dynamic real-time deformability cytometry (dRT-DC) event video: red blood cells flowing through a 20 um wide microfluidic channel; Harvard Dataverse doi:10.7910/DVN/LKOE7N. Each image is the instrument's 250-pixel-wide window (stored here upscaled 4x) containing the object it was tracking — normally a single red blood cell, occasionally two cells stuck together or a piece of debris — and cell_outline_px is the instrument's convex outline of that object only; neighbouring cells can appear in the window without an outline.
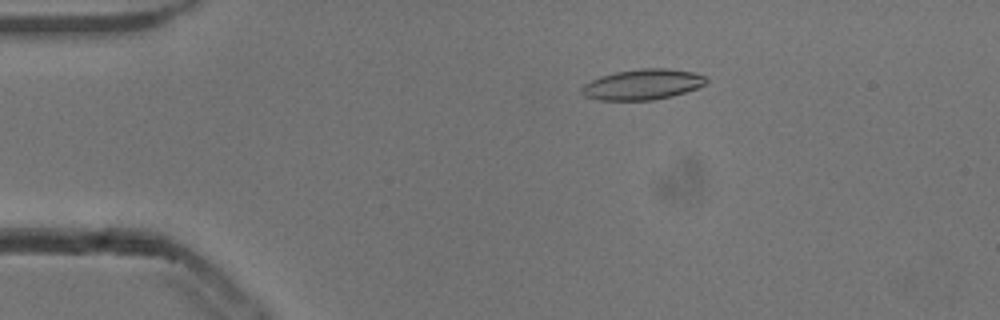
{"species": "common noctule bat (a hibernating species)", "species_latin": "Nyctalus noctula", "temperature_condition": "cold", "stored_images_in_passage": 28, "camera_frame_rate_fps": 3000, "um_per_image_px": 0.085, "animal": {"sex": "male", "body_mass_g": 13.3}, "frame": {"image": 1, "passage_image": 10, "time_ms": 3.0, "image_size_px": [1000, 320], "cell_outline_px": [[708, 80], [704, 84], [696, 88], [672, 96], [652, 100], [600, 100], [584, 96], [580, 92], [580, 88], [584, 84], [600, 76], [616, 72], [640, 68], [668, 68], [696, 72], [704, 76]], "centroid_in_image_um": [54.6, 7.17], "position_along_channel_um": 30.4, "area_um2": 22.2}}
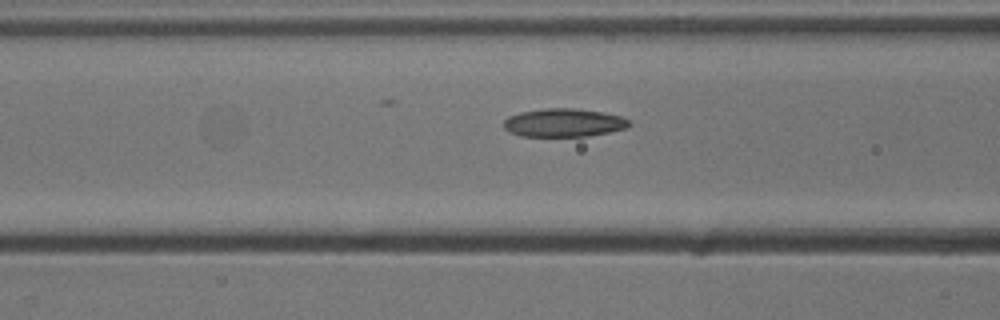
{"frame": {"image": 2, "passage_image": 21, "time_ms": 6.667, "image_size_px": [1000, 320], "cell_outline_px": [[632, 124], [628, 128], [588, 136], [520, 136], [508, 132], [504, 128], [504, 120], [508, 116], [520, 112], [544, 108], [576, 108], [600, 112], [620, 116], [628, 120]], "centroid_in_image_um": [47.89, 10.43], "position_along_channel_um": 118.7, "area_um2": 20.75}}
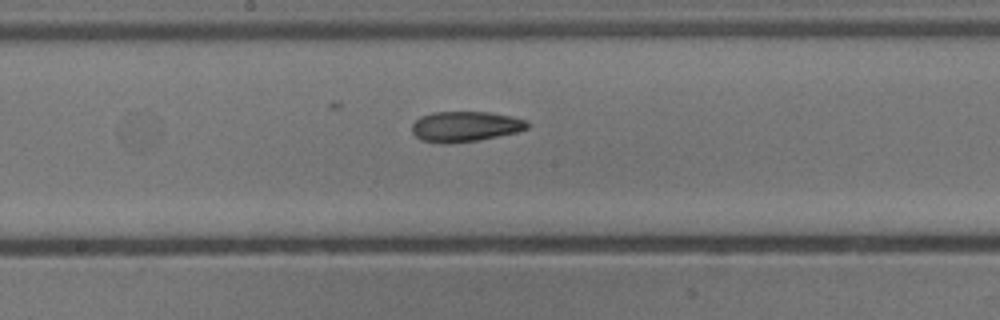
{"frame": {"image": 3, "passage_image": 28, "time_ms": 9.0, "image_size_px": [1000, 320], "cell_outline_px": [[528, 128], [516, 132], [480, 140], [448, 144], [440, 144], [420, 140], [412, 132], [412, 124], [420, 116], [432, 112], [488, 112], [512, 116], [528, 120]], "centroid_in_image_um": [39.52, 10.76], "position_along_channel_um": 208.7, "area_um2": 20.63}}